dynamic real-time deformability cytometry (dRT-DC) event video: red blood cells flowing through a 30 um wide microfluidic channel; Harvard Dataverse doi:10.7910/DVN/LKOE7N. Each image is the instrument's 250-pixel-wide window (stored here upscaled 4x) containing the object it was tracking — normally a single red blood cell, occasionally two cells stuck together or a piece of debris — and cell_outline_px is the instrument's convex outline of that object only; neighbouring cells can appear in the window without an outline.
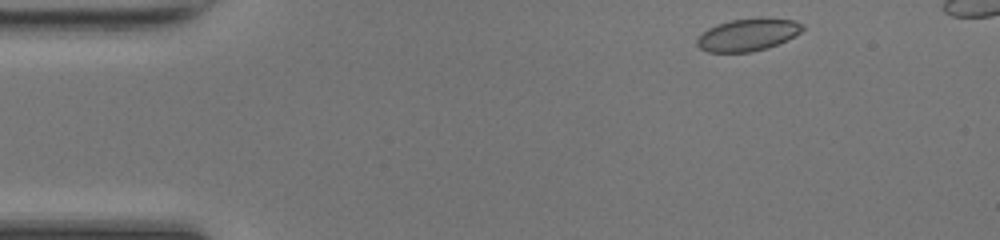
{"species": "common noctule bat (a hibernating species)", "species_latin": "Nyctalus noctula", "temperature_condition": "room temperature", "stored_images_in_passage": 34, "camera_frame_rate_fps": 3000, "um_per_image_px": 0.085, "animal": {"sex": "female", "body_mass_g": 17.0, "forearm_length_mm": 48.0}, "frame": {"image": 1, "passage_image": 1, "time_ms": 0.0, "image_size_px": [1000, 240], "cell_outline_px": [[804, 28], [800, 32], [768, 48], [752, 52], [708, 52], [700, 48], [696, 44], [696, 40], [708, 28], [716, 24], [732, 20], [792, 20], [804, 24]], "centroid_in_image_um": [63.5, 2.99], "position_along_channel_um": 21.5, "area_um2": 19.07}}
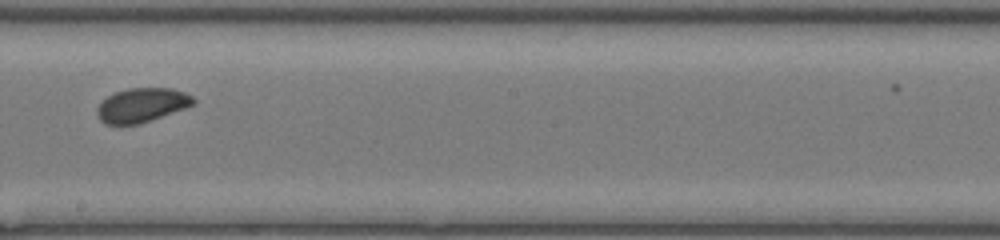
{"frame": {"image": 2, "passage_image": 22, "time_ms": 7.0, "image_size_px": [1000, 240], "cell_outline_px": [[196, 104], [140, 124], [104, 124], [96, 116], [96, 108], [108, 96], [116, 92], [128, 88], [172, 88], [184, 92], [192, 96], [196, 100]], "centroid_in_image_um": [12.06, 8.94], "position_along_channel_um": 236.1, "area_um2": 19.19}}
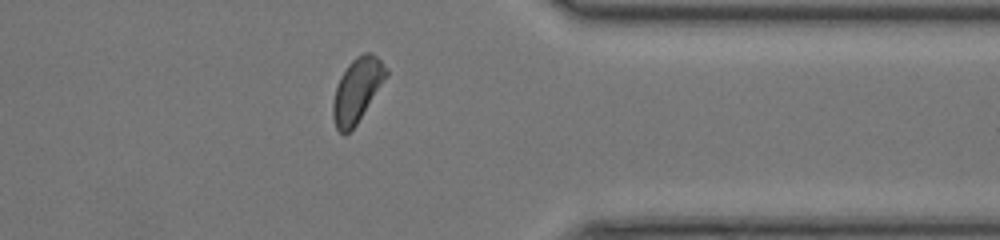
{"frame": {"image": 3, "passage_image": 33, "time_ms": 10.667, "image_size_px": [1000, 240], "cell_outline_px": [[388, 72], [356, 124], [344, 136], [336, 128], [332, 116], [332, 104], [336, 88], [340, 76], [348, 64], [356, 56], [364, 52], [372, 52], [388, 68]], "centroid_in_image_um": [30.31, 7.64], "position_along_channel_um": 381.1, "area_um2": 19.36}}